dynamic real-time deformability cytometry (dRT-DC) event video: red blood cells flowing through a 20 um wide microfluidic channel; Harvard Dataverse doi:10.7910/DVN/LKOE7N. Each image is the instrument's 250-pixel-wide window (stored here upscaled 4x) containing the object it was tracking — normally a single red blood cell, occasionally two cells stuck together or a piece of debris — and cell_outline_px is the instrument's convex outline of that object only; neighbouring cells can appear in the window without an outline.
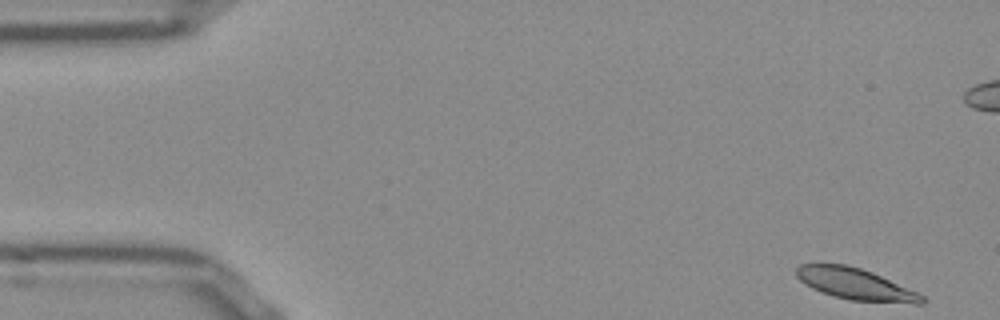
{"species": "Egyptian fruit bat (a non-hibernating species)", "species_latin": "Rousettus aegyptiacus", "temperature_condition": "room temperature", "stored_images_in_passage": 52, "camera_frame_rate_fps": 3000, "um_per_image_px": 0.085, "frame": {"image": 1, "passage_image": 1, "time_ms": 0.0, "image_size_px": [1000, 320], "cell_outline_px": [[924, 304], [916, 304], [848, 300], [832, 296], [820, 292], [812, 288], [800, 280], [796, 276], [796, 268], [800, 264], [844, 264], [860, 268], [872, 272], [916, 292], [924, 296]], "centroid_in_image_um": [72.69, 24.16], "position_along_channel_um": 12.3, "area_um2": 22.89}}
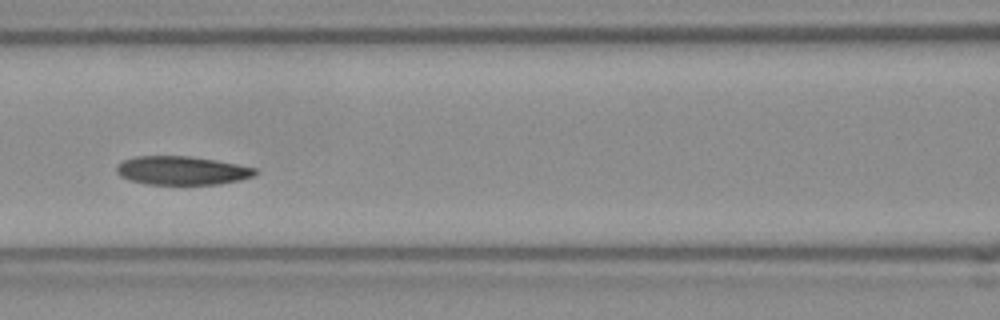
{"frame": {"image": 2, "passage_image": 21, "time_ms": 6.667, "image_size_px": [1000, 320], "cell_outline_px": [[260, 172], [256, 176], [240, 180], [220, 184], [148, 184], [128, 180], [120, 176], [116, 172], [116, 164], [124, 160], [136, 156], [188, 156], [216, 160], [256, 168]], "centroid_in_image_um": [15.48, 14.5], "position_along_channel_um": 151.1, "area_um2": 23.29}}
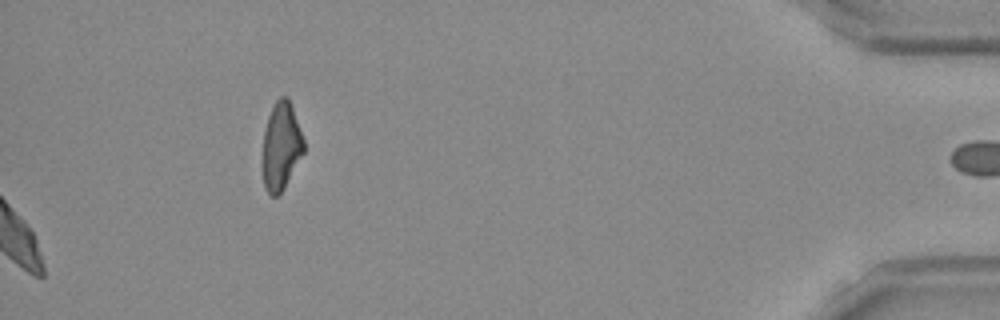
{"frame": {"image": 3, "passage_image": 52, "time_ms": 17.0, "image_size_px": [1000, 320], "cell_outline_px": [[304, 152], [284, 188], [276, 196], [272, 196], [264, 188], [260, 168], [260, 164], [264, 132], [268, 116], [276, 100], [280, 96], [288, 96], [304, 140]], "centroid_in_image_um": [23.85, 12.46], "position_along_channel_um": 411.4, "area_um2": 21.44}, "authors_computed_cell_mechanics": {"area_um2": 23.409, "velocity_mm_per_s": 3.8181, "shape_relaxation_time_tau1_ms": 3.021, "shape_relaxation_time_tau2_ms": 10.7163, "deformation_change_tau1": 0.0912, "deformation_change_tau2": 0.1483}}